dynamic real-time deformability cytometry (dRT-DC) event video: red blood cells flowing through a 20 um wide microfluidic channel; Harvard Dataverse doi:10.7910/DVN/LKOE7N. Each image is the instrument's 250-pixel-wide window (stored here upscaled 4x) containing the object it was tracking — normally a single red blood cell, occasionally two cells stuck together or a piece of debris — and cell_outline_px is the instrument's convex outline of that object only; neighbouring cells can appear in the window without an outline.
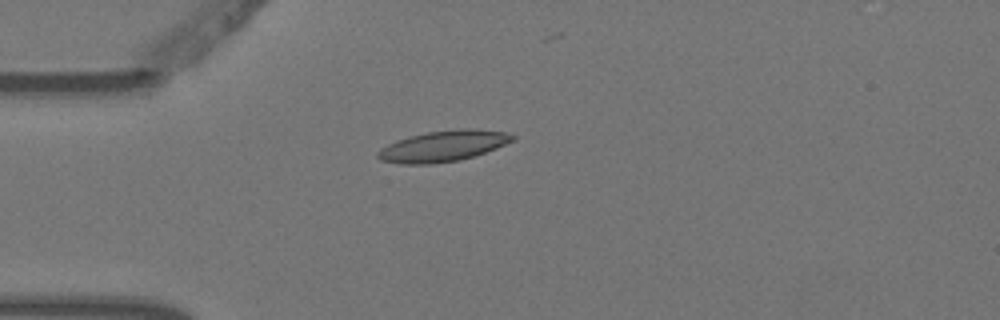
{"species": "Egyptian fruit bat (a non-hibernating species)", "species_latin": "Rousettus aegyptiacus", "temperature_condition": "warm", "stored_images_in_passage": 5, "camera_frame_rate_fps": 3000, "um_per_image_px": 0.085, "animal": {"sex": "female"}, "frame": {"image": 1, "passage_image": 4, "time_ms": 1.0, "image_size_px": [1000, 320], "cell_outline_px": [[516, 140], [496, 148], [460, 160], [432, 164], [400, 164], [380, 160], [376, 156], [376, 152], [380, 148], [396, 140], [408, 136], [428, 132], [460, 128], [468, 128], [504, 132], [516, 136]], "centroid_in_image_um": [37.63, 12.42], "position_along_channel_um": 47.4, "area_um2": 24.33}}